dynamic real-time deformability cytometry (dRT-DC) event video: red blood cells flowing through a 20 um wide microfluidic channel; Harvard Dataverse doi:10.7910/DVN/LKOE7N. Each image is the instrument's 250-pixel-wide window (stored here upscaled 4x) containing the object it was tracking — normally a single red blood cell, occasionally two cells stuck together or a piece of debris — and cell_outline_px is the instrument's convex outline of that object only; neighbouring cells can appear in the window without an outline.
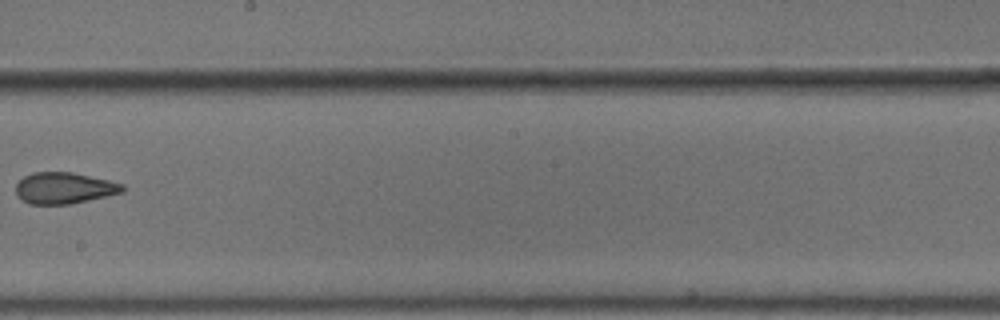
{"species": "common noctule bat (a hibernating species)", "species_latin": "Nyctalus noctula", "temperature_condition": "cold", "stored_images_in_passage": 9, "camera_frame_rate_fps": 3000, "um_per_image_px": 0.085, "animal": {"sex": "male", "body_mass_g": 18.8}, "frame": {"image": 1, "passage_image": 9, "time_ms": 2.667, "image_size_px": [1000, 320], "cell_outline_px": [[124, 192], [72, 204], [28, 204], [16, 196], [16, 184], [24, 176], [32, 172], [72, 172], [108, 180], [124, 184]], "centroid_in_image_um": [5.44, 15.99], "position_along_channel_um": 242.8, "area_um2": 19.59}}